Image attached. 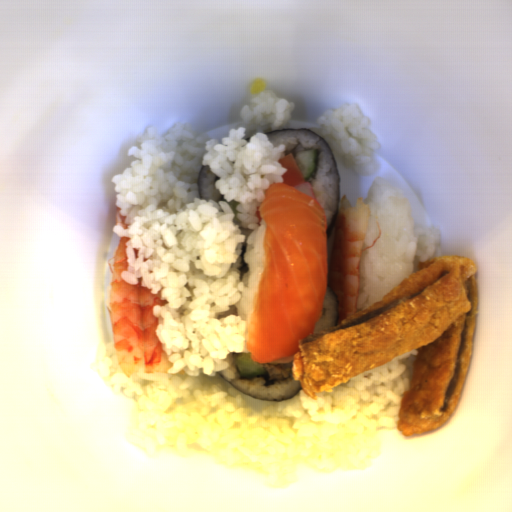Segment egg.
I'll return each mask as SVG.
<instances>
[{
  "mask_svg": "<svg viewBox=\"0 0 512 512\" xmlns=\"http://www.w3.org/2000/svg\"><path fill=\"white\" fill-rule=\"evenodd\" d=\"M266 87H267V82H266L265 78H261V77L256 78L253 81H251L250 93H251V95H253L255 97L259 94L264 93Z\"/></svg>",
  "mask_w": 512,
  "mask_h": 512,
  "instance_id": "obj_1",
  "label": "egg"
}]
</instances>
